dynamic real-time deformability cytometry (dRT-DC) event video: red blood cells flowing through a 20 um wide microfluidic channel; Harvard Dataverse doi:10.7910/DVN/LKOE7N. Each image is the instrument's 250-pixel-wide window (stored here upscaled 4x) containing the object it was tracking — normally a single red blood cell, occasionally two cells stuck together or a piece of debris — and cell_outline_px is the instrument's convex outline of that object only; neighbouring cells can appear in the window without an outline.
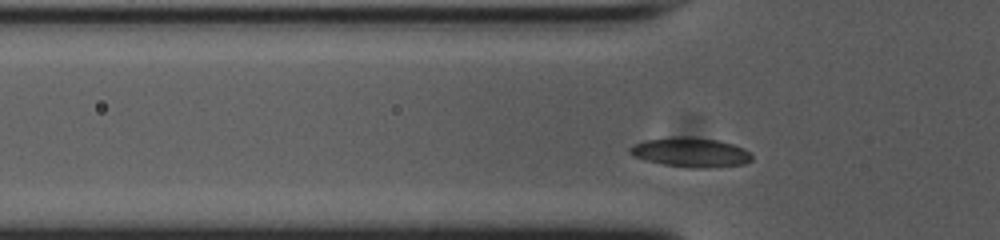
{"species": "common noctule bat (a hibernating species)", "species_latin": "Nyctalus noctula", "temperature_condition": "cold", "stored_images_in_passage": 35, "camera_frame_rate_fps": 3000, "um_per_image_px": 0.085, "animal": {"sex": "female", "body_mass_g": 23.0, "forearm_length_mm": 53.4}, "frame": {"image": 1, "passage_image": 7, "time_ms": 2.0, "image_size_px": [1000, 240], "cell_outline_px": [[752, 160], [744, 164], [708, 168], [692, 168], [664, 164], [644, 160], [632, 156], [628, 152], [628, 148], [632, 144], [644, 140], [668, 136], [688, 136], [716, 140], [732, 144], [744, 148], [752, 156]], "centroid_in_image_um": [58.64, 12.94], "position_along_channel_um": 67.2, "area_um2": 21.21}}
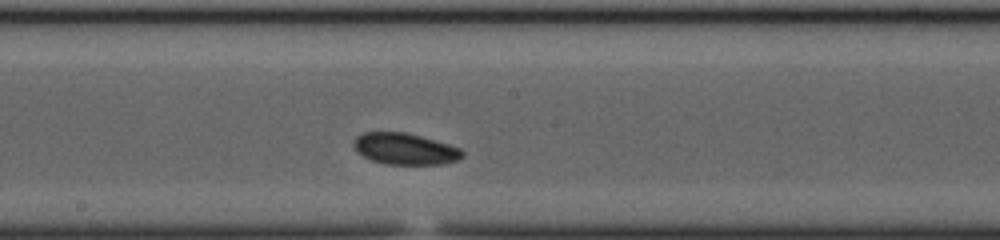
{"frame": {"image": 2, "passage_image": 19, "time_ms": 6.0, "image_size_px": [1000, 240], "cell_outline_px": [[464, 156], [456, 160], [444, 164], [384, 164], [372, 160], [356, 152], [352, 144], [352, 140], [356, 136], [364, 132], [404, 132], [420, 136], [448, 144], [460, 148], [464, 152]], "centroid_in_image_um": [34.38, 12.65], "position_along_channel_um": 213.8, "area_um2": 19.94}}
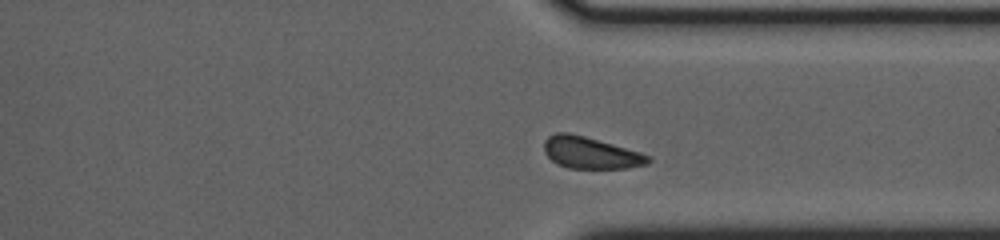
{"frame": {"image": 3, "passage_image": 31, "time_ms": 10.0, "image_size_px": [1000, 240], "cell_outline_px": [[652, 160], [648, 164], [628, 168], [568, 168], [556, 164], [544, 152], [544, 140], [548, 136], [556, 132], [568, 132], [584, 136], [640, 152], [652, 156]], "centroid_in_image_um": [50.2, 12.99], "position_along_channel_um": 361.2, "area_um2": 19.31}, "authors_computed_cell_mechanics": {"area_um2": 19.652, "velocity_mm_per_s": 3.6791, "shape_relaxation_time_tau1_ms": 1.3419, "shape_relaxation_time_tau2_ms": null, "deformation_change_tau1": 0.0382, "deformation_change_tau2": null}}